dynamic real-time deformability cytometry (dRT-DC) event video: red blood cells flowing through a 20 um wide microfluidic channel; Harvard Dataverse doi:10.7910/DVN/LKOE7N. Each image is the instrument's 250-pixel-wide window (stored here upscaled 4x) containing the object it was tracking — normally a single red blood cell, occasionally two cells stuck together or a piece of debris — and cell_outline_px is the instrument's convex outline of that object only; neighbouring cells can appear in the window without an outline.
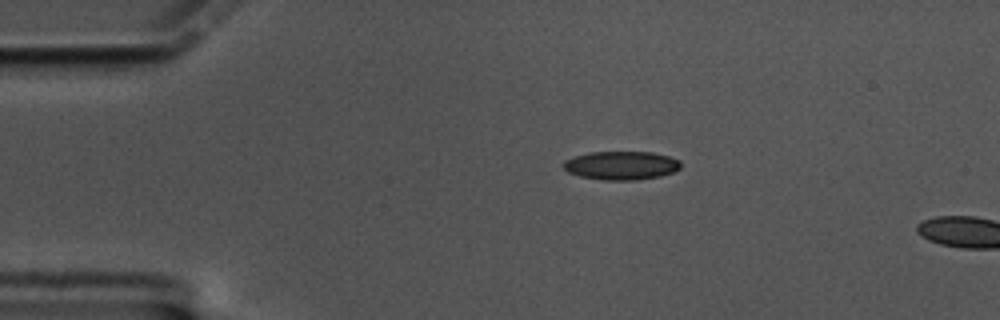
{"species": "common noctule bat (a hibernating species)", "species_latin": "Nyctalus noctula", "temperature_condition": "cold", "stored_images_in_passage": 3, "camera_frame_rate_fps": 3000, "um_per_image_px": 0.085, "animal": {"sex": "male", "body_mass_g": 17.5, "forearm_length_mm": 52.3}, "frame": {"image": 1, "passage_image": 1, "time_ms": 0.0, "image_size_px": [1000, 320], "cell_outline_px": [[680, 168], [672, 172], [660, 176], [636, 180], [604, 180], [580, 176], [568, 172], [560, 164], [564, 160], [588, 152], [652, 152], [668, 156], [680, 160]], "centroid_in_image_um": [52.78, 14.06], "position_along_channel_um": 32.2, "area_um2": 19.54}}